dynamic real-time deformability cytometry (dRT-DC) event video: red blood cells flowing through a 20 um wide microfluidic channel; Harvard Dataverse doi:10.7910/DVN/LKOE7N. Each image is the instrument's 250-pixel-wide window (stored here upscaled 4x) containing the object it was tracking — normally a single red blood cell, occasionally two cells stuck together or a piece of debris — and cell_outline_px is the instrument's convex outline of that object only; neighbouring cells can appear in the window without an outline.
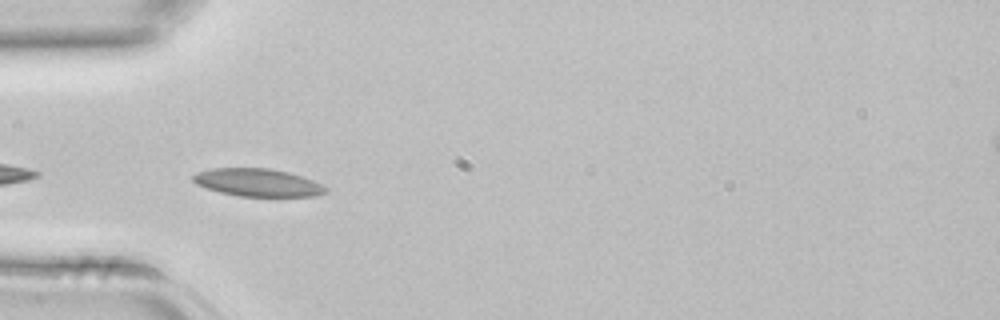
{"species": "common noctule bat (a hibernating species)", "species_latin": "Nyctalus noctula", "temperature_condition": "room temperature", "stored_images_in_passage": 26, "camera_frame_rate_fps": 3000, "um_per_image_px": 0.085, "animal": {"sex": "female", "body_mass_g": 22.7, "forearm_length_mm": 54.2}, "frame": {"image": 1, "passage_image": 5, "time_ms": 1.333, "image_size_px": [1000, 320], "cell_outline_px": [[328, 192], [316, 196], [240, 196], [220, 192], [196, 184], [192, 180], [192, 176], [196, 172], [212, 168], [268, 168], [288, 172], [312, 180], [328, 188]], "centroid_in_image_um": [21.9, 15.51], "position_along_channel_um": 63.1, "area_um2": 21.33}}